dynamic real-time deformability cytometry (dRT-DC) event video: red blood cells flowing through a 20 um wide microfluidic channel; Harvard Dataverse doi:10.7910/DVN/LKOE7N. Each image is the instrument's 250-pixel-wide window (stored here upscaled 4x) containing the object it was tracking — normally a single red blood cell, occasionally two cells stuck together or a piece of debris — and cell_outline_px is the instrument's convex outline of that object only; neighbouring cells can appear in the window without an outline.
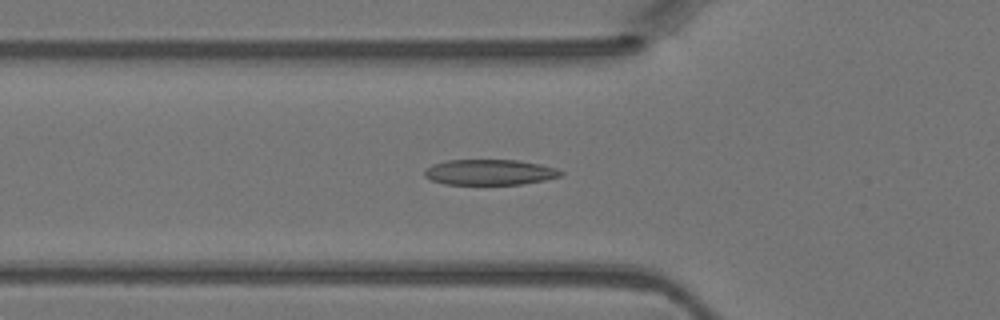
{"species": "Egyptian fruit bat (a non-hibernating species)", "species_latin": "Rousettus aegyptiacus", "temperature_condition": "warm", "stored_images_in_passage": 46, "camera_frame_rate_fps": 3000, "um_per_image_px": 0.085, "animal": {"sex": "female"}, "frame": {"image": 1, "passage_image": 16, "time_ms": 5.0, "image_size_px": [1000, 320], "cell_outline_px": [[564, 172], [560, 176], [544, 180], [520, 184], [444, 184], [432, 180], [424, 176], [424, 168], [432, 164], [448, 160], [516, 160], [540, 164], [556, 168]], "centroid_in_image_um": [41.59, 14.63], "position_along_channel_um": 84.2, "area_um2": 20.23}}
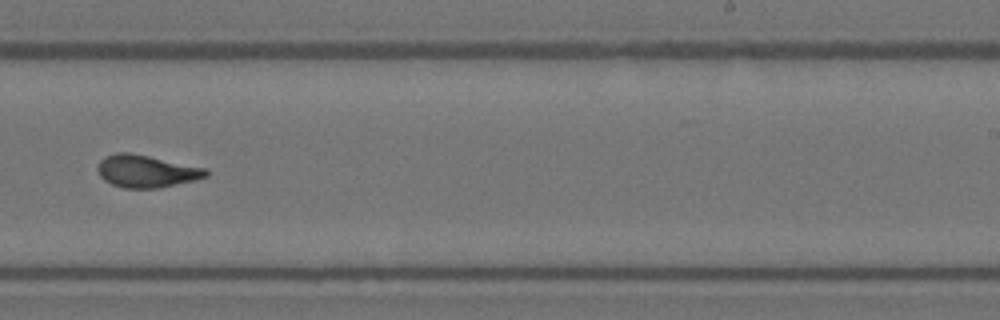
{"frame": {"image": 2, "passage_image": 29, "time_ms": 9.333, "image_size_px": [1000, 320], "cell_outline_px": [[208, 176], [196, 180], [156, 188], [124, 188], [112, 184], [104, 180], [100, 176], [96, 168], [100, 160], [104, 156], [116, 152], [128, 152], [148, 156], [204, 168], [208, 172]], "centroid_in_image_um": [12.39, 14.55], "position_along_channel_um": 276.6, "area_um2": 20.29}}
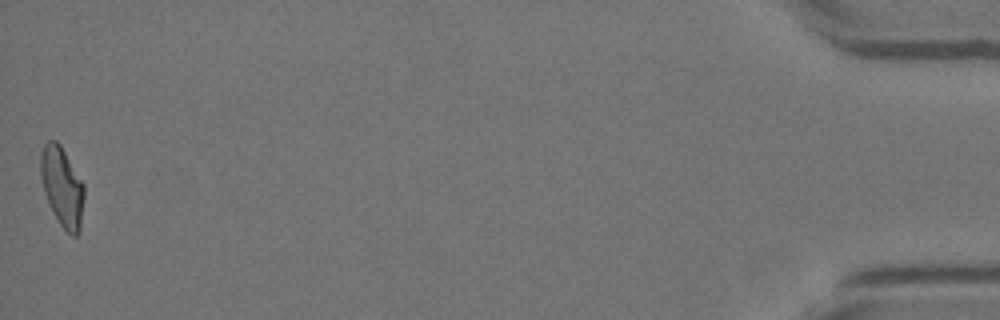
{"frame": {"image": 3, "passage_image": 46, "time_ms": 15.0, "image_size_px": [1000, 320], "cell_outline_px": [[84, 196], [80, 232], [76, 236], [72, 236], [60, 224], [44, 192], [40, 176], [40, 156], [44, 144], [48, 140], [56, 140], [60, 144], [84, 184]], "centroid_in_image_um": [5.29, 15.85], "position_along_channel_um": 429.9, "area_um2": 20.0}}